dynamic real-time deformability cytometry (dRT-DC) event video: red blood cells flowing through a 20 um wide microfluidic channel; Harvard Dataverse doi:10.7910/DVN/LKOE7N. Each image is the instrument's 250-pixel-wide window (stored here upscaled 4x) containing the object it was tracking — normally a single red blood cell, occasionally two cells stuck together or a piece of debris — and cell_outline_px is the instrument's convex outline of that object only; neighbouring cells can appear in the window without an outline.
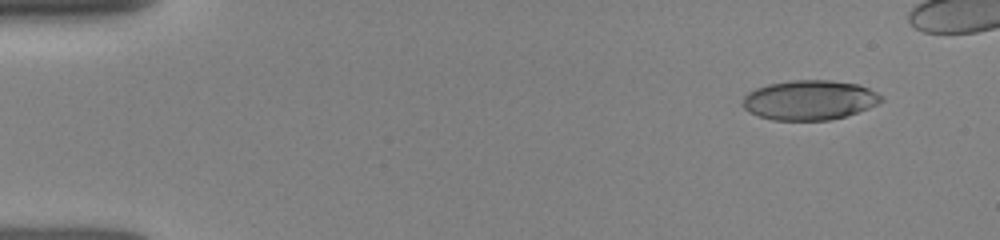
{"species": "human", "species_latin": "Homo sapiens", "temperature_condition": "room temperature", "stored_images_in_passage": 12, "camera_frame_rate_fps": 3000, "um_per_image_px": 0.085, "donor": {"sex": "female"}, "frame": {"image": 1, "passage_image": 3, "time_ms": 1.0, "image_size_px": [1000, 240], "cell_outline_px": [[884, 100], [868, 108], [844, 116], [828, 120], [772, 120], [748, 112], [740, 104], [744, 96], [748, 92], [756, 88], [768, 84], [792, 80], [832, 80], [860, 84], [876, 92]], "centroid_in_image_um": [68.77, 8.5], "position_along_channel_um": 16.2, "area_um2": 32.08}}
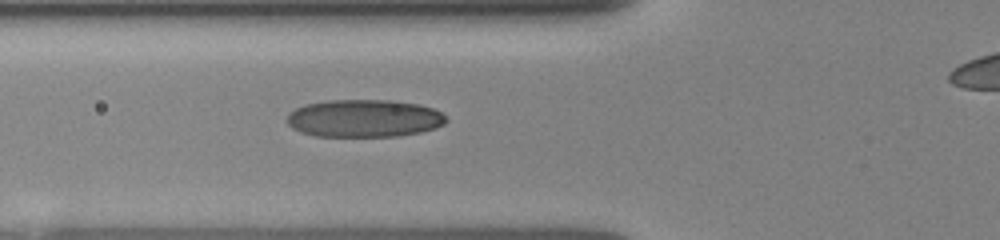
{"frame": {"image": 2, "passage_image": 12, "time_ms": 5.667, "image_size_px": [1000, 240], "cell_outline_px": [[448, 120], [444, 124], [436, 128], [420, 132], [396, 136], [316, 136], [300, 132], [292, 128], [284, 120], [296, 108], [304, 104], [328, 100], [388, 100], [420, 104], [432, 108], [440, 112]], "centroid_in_image_um": [30.94, 10.06], "position_along_channel_um": 94.9, "area_um2": 34.97}}